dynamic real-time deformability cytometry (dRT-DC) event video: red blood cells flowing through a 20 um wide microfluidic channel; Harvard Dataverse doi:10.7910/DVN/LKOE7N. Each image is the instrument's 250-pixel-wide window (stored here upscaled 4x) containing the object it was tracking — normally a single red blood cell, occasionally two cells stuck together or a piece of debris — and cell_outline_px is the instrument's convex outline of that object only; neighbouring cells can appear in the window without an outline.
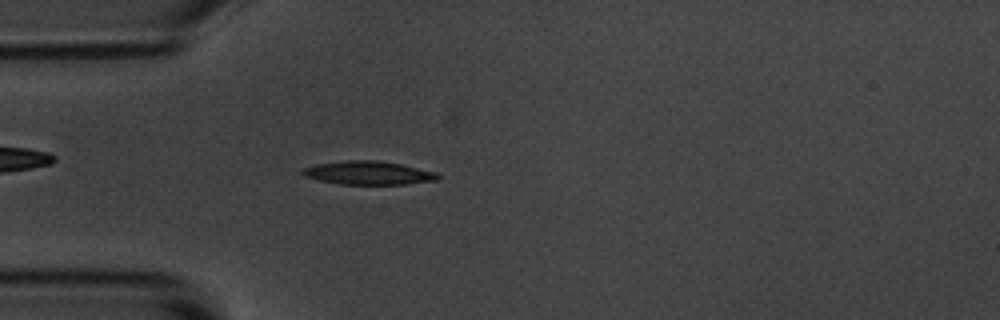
{"species": "common noctule bat (a hibernating species)", "species_latin": "Nyctalus noctula", "temperature_condition": "room temperature", "stored_images_in_passage": 3, "camera_frame_rate_fps": 3000, "um_per_image_px": 0.085, "animal": {"sex": "male", "body_mass_g": 20.1, "forearm_length_mm": 53.5}, "frame": {"image": 1, "passage_image": 3, "time_ms": 2.333, "image_size_px": [1000, 320], "cell_outline_px": [[440, 180], [404, 184], [340, 184], [320, 180], [304, 176], [300, 172], [304, 168], [316, 164], [348, 160], [376, 160], [400, 164], [436, 172], [440, 176]], "centroid_in_image_um": [31.32, 14.7], "position_along_channel_um": 53.7, "area_um2": 18.38}}